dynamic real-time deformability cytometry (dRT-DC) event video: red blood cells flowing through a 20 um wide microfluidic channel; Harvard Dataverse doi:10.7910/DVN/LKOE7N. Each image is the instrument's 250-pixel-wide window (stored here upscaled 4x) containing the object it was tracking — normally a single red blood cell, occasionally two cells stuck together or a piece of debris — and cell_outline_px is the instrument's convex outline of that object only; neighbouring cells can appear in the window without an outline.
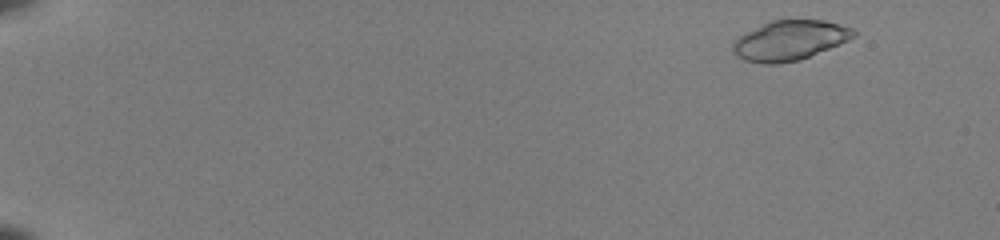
{"species": "common noctule bat (a hibernating species)", "species_latin": "Nyctalus noctula", "temperature_condition": "room temperature", "stored_images_in_passage": 51, "segment_of_instrument_passage": [1, 2], "camera_frame_rate_fps": 3000, "um_per_image_px": 0.085, "animal": {"sex": "female", "body_mass_g": 22.0, "forearm_length_mm": 56.7}, "frame": {"image": 1, "passage_image": 4, "time_ms": 1.0, "image_size_px": [1000, 240], "cell_outline_px": [[856, 36], [848, 40], [800, 60], [780, 64], [760, 64], [744, 60], [736, 56], [732, 52], [732, 44], [740, 36], [772, 20], [824, 20], [840, 24], [852, 28], [856, 32]], "centroid_in_image_um": [67.12, 3.45], "position_along_channel_um": 17.9, "area_um2": 27.86}}
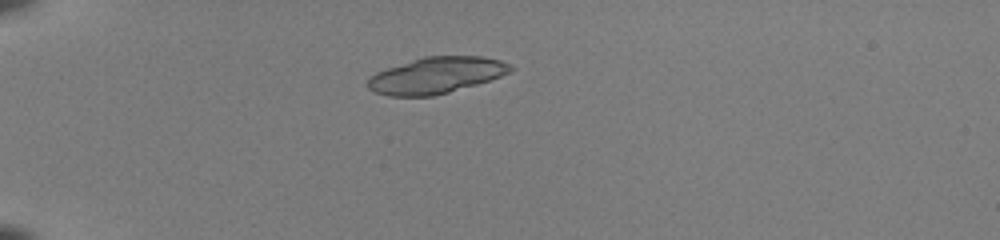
{"frame": {"image": 2, "passage_image": 15, "time_ms": 4.667, "image_size_px": [1000, 240], "cell_outline_px": [[516, 68], [500, 76], [476, 84], [448, 92], [432, 96], [388, 96], [376, 92], [368, 88], [368, 80], [376, 72], [424, 56], [480, 56], [500, 60], [512, 64]], "centroid_in_image_um": [37.1, 6.39], "position_along_channel_um": 47.9, "area_um2": 29.82}}